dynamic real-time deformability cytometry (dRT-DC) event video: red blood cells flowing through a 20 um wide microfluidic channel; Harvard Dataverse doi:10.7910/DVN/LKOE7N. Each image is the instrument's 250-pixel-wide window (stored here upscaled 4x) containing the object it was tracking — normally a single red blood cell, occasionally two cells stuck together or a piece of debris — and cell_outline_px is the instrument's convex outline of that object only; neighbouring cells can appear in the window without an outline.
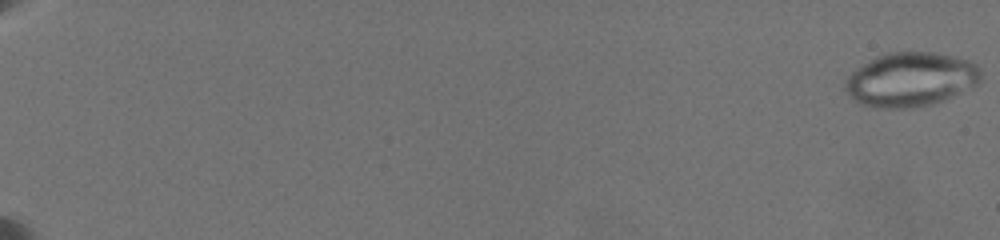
{"species": "common noctule bat (a hibernating species)", "species_latin": "Nyctalus noctula", "temperature_condition": "warm", "stored_images_in_passage": 7, "camera_frame_rate_fps": 3000, "um_per_image_px": 0.085, "animal": {"sex": "female", "body_mass_g": 19.5, "forearm_length_mm": 54.1}, "frame": {"image": 1, "passage_image": 1, "time_ms": 0.0, "image_size_px": [1000, 240], "cell_outline_px": [[980, 80], [976, 84], [940, 100], [928, 104], [912, 108], [880, 108], [860, 104], [852, 100], [848, 96], [844, 88], [844, 84], [848, 76], [856, 68], [876, 56], [884, 52], [936, 52], [968, 60], [976, 64], [980, 68]], "centroid_in_image_um": [77.33, 6.74], "position_along_channel_um": 7.7, "area_um2": 42.54}}